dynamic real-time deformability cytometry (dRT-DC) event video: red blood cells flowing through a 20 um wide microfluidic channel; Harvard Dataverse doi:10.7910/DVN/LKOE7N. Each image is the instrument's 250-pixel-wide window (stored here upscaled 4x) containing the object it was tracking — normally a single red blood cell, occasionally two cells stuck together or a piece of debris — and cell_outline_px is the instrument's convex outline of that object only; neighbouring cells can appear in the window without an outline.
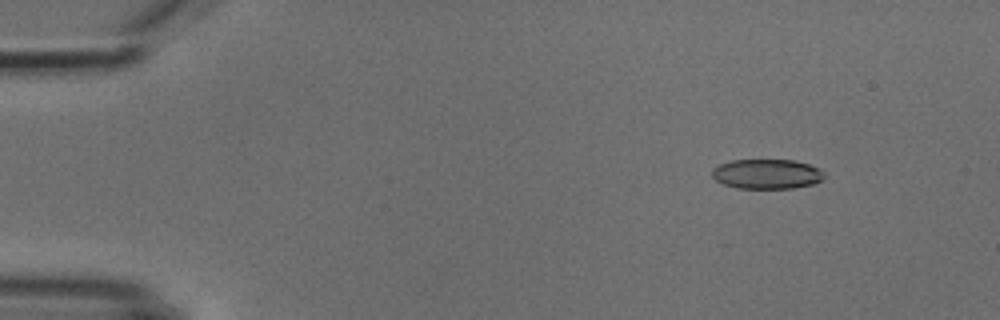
{"species": "common noctule bat (a hibernating species)", "species_latin": "Nyctalus noctula", "temperature_condition": "cold", "stored_images_in_passage": 9, "camera_frame_rate_fps": 3000, "um_per_image_px": 0.085, "animal": {"sex": "male", "body_mass_g": 18.8}, "frame": {"image": 1, "passage_image": 2, "time_ms": 1.333, "image_size_px": [1000, 320], "cell_outline_px": [[824, 176], [820, 180], [812, 184], [792, 188], [736, 188], [724, 184], [716, 180], [712, 176], [712, 168], [720, 164], [732, 160], [796, 160], [820, 168], [824, 172]], "centroid_in_image_um": [65.17, 14.78], "position_along_channel_um": 19.8, "area_um2": 19.42}}
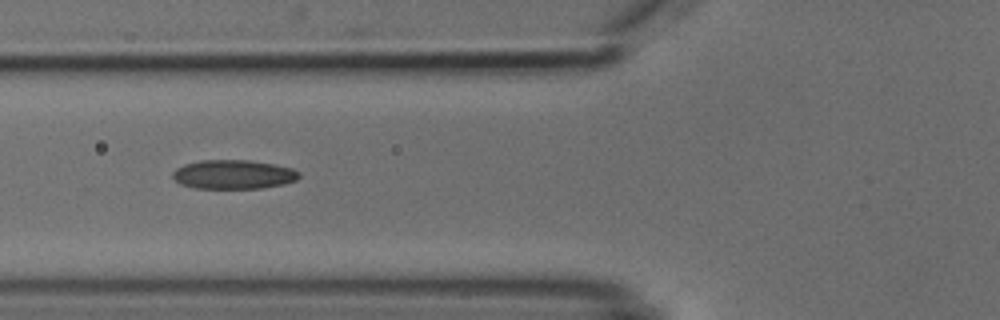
{"frame": {"image": 2, "passage_image": 6, "time_ms": 6.0, "image_size_px": [1000, 320], "cell_outline_px": [[300, 176], [296, 180], [284, 184], [260, 188], [196, 188], [180, 184], [172, 176], [172, 172], [176, 168], [184, 164], [200, 160], [248, 160], [272, 164], [292, 168], [300, 172]], "centroid_in_image_um": [19.83, 14.82], "position_along_channel_um": 106.0, "area_um2": 21.39}}
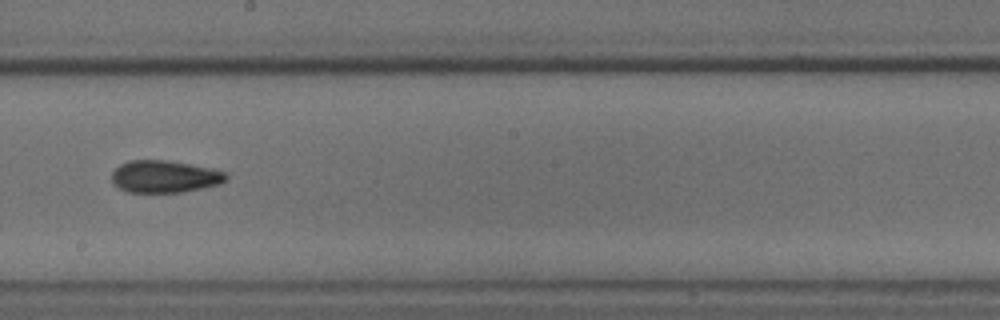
{"frame": {"image": 3, "passage_image": 9, "time_ms": 9.333, "image_size_px": [1000, 320], "cell_outline_px": [[228, 176], [220, 184], [184, 192], [128, 192], [120, 188], [112, 180], [112, 172], [120, 164], [128, 160], [168, 160], [212, 168], [228, 172]], "centroid_in_image_um": [14.02, 15.0], "position_along_channel_um": 234.2, "area_um2": 21.5}}